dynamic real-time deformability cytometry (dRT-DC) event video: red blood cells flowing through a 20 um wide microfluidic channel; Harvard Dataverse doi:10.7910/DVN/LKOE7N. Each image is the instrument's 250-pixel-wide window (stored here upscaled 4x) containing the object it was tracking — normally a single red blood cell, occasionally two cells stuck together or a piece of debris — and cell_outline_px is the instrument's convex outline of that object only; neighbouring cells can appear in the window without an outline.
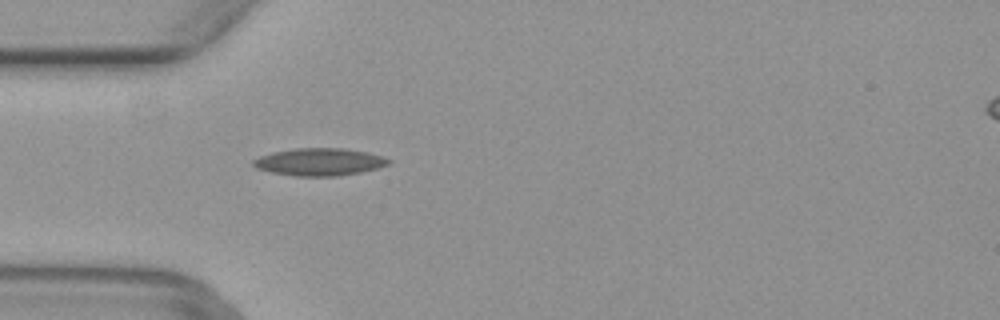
{"species": "common noctule bat (a hibernating species)", "species_latin": "Nyctalus noctula", "temperature_condition": "warm", "stored_images_in_passage": 47, "camera_frame_rate_fps": 3000, "um_per_image_px": 0.085, "animal": {"sex": "female", "body_mass_g": 29.2, "forearm_length_mm": 56.3}, "frame": {"image": 1, "passage_image": 12, "time_ms": 3.667, "image_size_px": [1000, 320], "cell_outline_px": [[392, 164], [360, 172], [336, 176], [296, 176], [272, 172], [256, 168], [252, 164], [252, 160], [260, 156], [272, 152], [296, 148], [340, 148], [368, 152], [384, 156], [392, 160]], "centroid_in_image_um": [27.18, 13.76], "position_along_channel_um": 57.8, "area_um2": 21.68}}
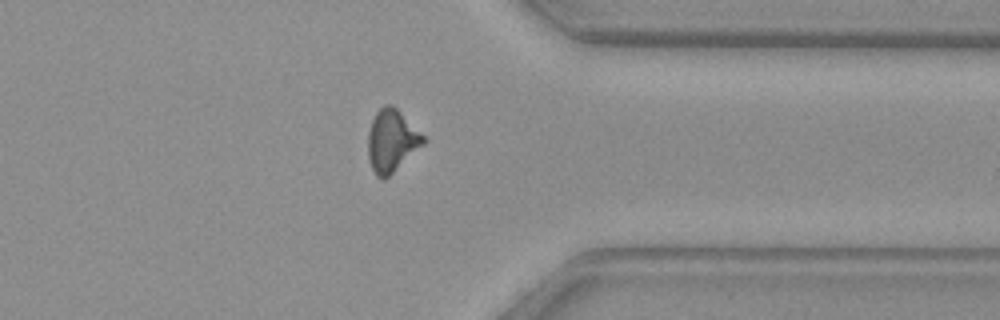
{"frame": {"image": 2, "passage_image": 36, "time_ms": 11.667, "image_size_px": [1000, 320], "cell_outline_px": [[428, 140], [424, 144], [384, 180], [376, 176], [372, 168], [368, 156], [368, 132], [372, 120], [376, 112], [384, 104], [392, 104]], "centroid_in_image_um": [33.28, 11.96], "position_along_channel_um": 378.1, "area_um2": 19.88}}
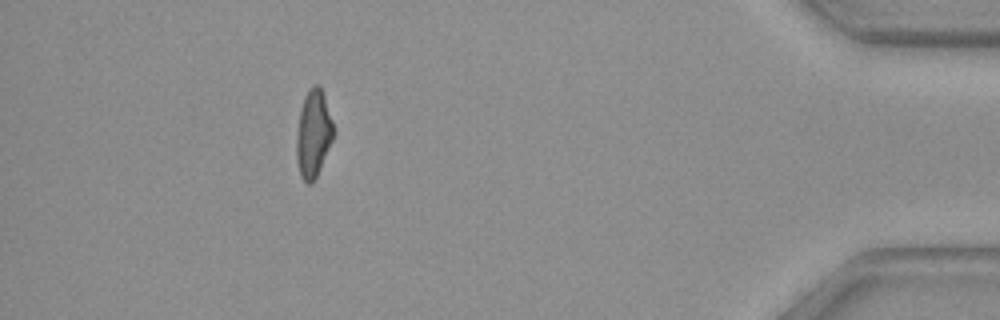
{"frame": {"image": 3, "passage_image": 42, "time_ms": 13.667, "image_size_px": [1000, 320], "cell_outline_px": [[332, 140], [320, 168], [316, 176], [308, 184], [300, 176], [296, 160], [296, 136], [300, 108], [304, 96], [308, 88], [312, 84], [320, 84], [332, 120]], "centroid_in_image_um": [26.6, 11.31], "position_along_channel_um": 408.6, "area_um2": 18.67}}